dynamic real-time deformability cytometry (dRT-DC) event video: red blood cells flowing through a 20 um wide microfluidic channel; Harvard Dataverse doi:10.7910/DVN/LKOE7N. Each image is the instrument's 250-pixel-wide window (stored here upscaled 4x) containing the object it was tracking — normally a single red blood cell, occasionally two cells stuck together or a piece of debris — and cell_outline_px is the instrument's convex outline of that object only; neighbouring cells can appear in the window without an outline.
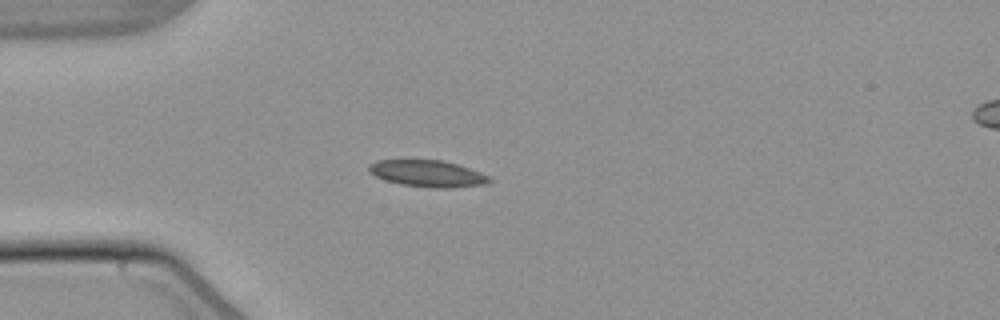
{"species": "common noctule bat (a hibernating species)", "species_latin": "Nyctalus noctula", "temperature_condition": "warm", "stored_images_in_passage": 4, "camera_frame_rate_fps": 3000, "um_per_image_px": 0.085, "animal": {"sex": "male", "body_mass_g": 21.5, "forearm_length_mm": 52.0}, "frame": {"image": 1, "passage_image": 4, "time_ms": 3.667, "image_size_px": [1000, 320], "cell_outline_px": [[492, 180], [488, 184], [452, 188], [436, 188], [400, 184], [384, 180], [368, 172], [368, 164], [376, 160], [444, 160], [480, 172], [488, 176]], "centroid_in_image_um": [36.33, 14.75], "position_along_channel_um": 48.7, "area_um2": 18.79}}